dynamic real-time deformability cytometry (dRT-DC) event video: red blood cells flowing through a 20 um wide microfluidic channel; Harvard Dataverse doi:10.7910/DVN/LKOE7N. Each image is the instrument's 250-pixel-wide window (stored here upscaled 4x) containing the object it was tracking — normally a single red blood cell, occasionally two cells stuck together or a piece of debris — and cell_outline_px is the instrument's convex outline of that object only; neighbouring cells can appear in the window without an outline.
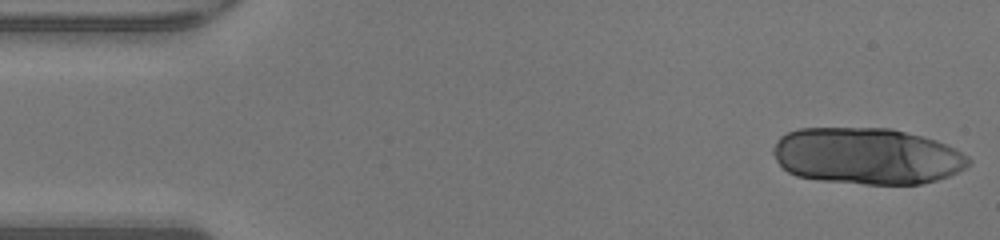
{"species": "human", "species_latin": "Homo sapiens", "temperature_condition": "warm", "stored_images_in_passage": 15, "camera_frame_rate_fps": 3000, "um_per_image_px": 0.085, "donor": {"sex": "male"}, "frame": {"image": 1, "passage_image": 1, "time_ms": 0.0, "image_size_px": [1000, 240], "cell_outline_px": [[972, 164], [968, 168], [948, 176], [936, 180], [920, 184], [864, 184], [820, 180], [796, 176], [788, 172], [776, 160], [772, 152], [772, 148], [776, 140], [780, 136], [788, 132], [800, 128], [892, 128], [924, 136], [936, 140], [968, 156], [972, 160]], "centroid_in_image_um": [73.69, 13.26], "position_along_channel_um": 11.3, "area_um2": 64.74}}